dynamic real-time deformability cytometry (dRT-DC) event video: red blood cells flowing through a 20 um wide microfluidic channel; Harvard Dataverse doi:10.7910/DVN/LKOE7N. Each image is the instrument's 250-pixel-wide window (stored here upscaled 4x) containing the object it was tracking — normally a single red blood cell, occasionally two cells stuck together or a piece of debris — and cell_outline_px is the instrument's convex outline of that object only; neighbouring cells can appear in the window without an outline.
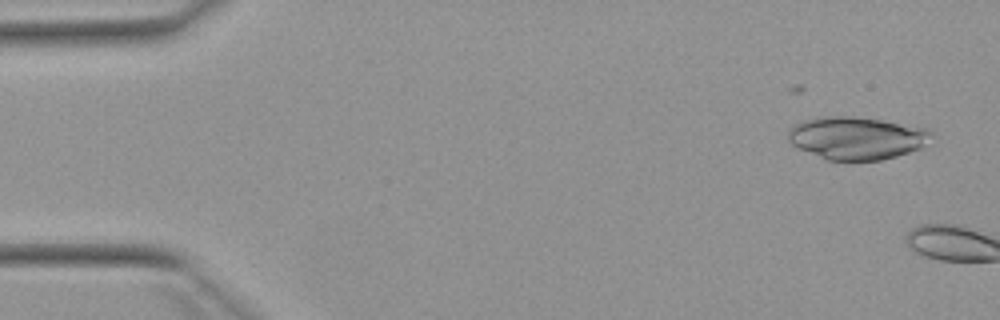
{"species": "Egyptian fruit bat (a non-hibernating species)", "species_latin": "Rousettus aegyptiacus", "temperature_condition": "warm", "stored_images_in_passage": 3, "camera_frame_rate_fps": 3000, "um_per_image_px": 0.085, "animal": {"sex": "female"}, "frame": {"image": 1, "passage_image": 1, "time_ms": 0.0, "image_size_px": [1000, 320], "cell_outline_px": [[932, 132], [920, 148], [896, 156], [880, 160], [828, 160], [796, 148], [788, 140], [788, 128], [804, 120], [820, 116], [852, 116], [880, 120], [928, 128]], "centroid_in_image_um": [72.74, 11.72], "position_along_channel_um": 12.3, "area_um2": 35.37}}